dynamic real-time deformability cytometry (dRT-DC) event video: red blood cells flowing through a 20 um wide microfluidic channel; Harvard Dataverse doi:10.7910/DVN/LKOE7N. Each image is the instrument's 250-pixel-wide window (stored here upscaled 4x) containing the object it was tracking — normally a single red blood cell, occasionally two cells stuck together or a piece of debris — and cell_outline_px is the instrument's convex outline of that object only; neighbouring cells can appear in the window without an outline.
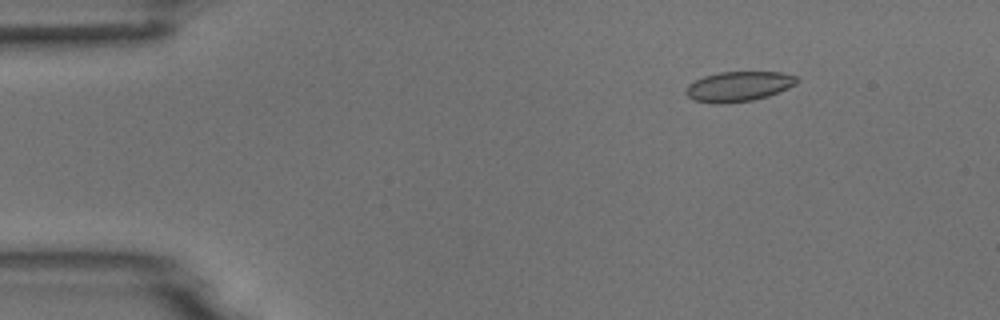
{"species": "common noctule bat (a hibernating species)", "species_latin": "Nyctalus noctula", "temperature_condition": "room temperature", "stored_images_in_passage": 3, "camera_frame_rate_fps": 3000, "um_per_image_px": 0.085, "animal": {"sex": "male", "body_mass_g": 18.8}, "frame": {"image": 1, "passage_image": 2, "time_ms": 1.333, "image_size_px": [1000, 320], "cell_outline_px": [[800, 80], [796, 84], [788, 88], [768, 96], [752, 100], [720, 104], [712, 104], [692, 100], [684, 92], [688, 84], [704, 76], [720, 72], [780, 72], [796, 76]], "centroid_in_image_um": [62.76, 7.35], "position_along_channel_um": 22.2, "area_um2": 19.48}}